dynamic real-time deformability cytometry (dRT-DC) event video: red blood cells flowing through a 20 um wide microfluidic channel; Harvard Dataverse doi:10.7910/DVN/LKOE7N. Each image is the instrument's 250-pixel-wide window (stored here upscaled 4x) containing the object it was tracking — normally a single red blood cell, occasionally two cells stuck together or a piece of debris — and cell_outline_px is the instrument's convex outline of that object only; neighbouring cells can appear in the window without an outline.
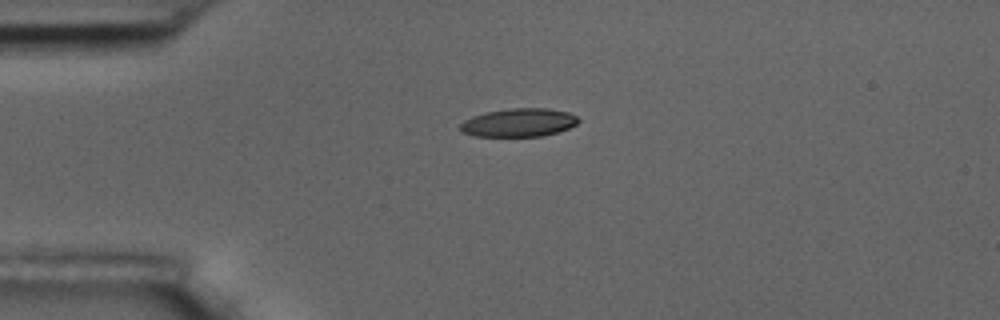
{"species": "common noctule bat (a hibernating species)", "species_latin": "Nyctalus noctula", "temperature_condition": "room temperature", "stored_images_in_passage": 3, "camera_frame_rate_fps": 3000, "um_per_image_px": 0.085, "animal": {"sex": "male", "body_mass_g": 17.5, "forearm_length_mm": 52.3}, "frame": {"image": 1, "passage_image": 1, "time_ms": 0.0, "image_size_px": [1000, 320], "cell_outline_px": [[580, 120], [576, 124], [568, 128], [544, 136], [476, 136], [460, 132], [460, 124], [464, 120], [472, 116], [488, 112], [512, 108], [548, 108], [568, 112], [576, 116]], "centroid_in_image_um": [44.09, 10.42], "position_along_channel_um": 40.9, "area_um2": 19.42}}